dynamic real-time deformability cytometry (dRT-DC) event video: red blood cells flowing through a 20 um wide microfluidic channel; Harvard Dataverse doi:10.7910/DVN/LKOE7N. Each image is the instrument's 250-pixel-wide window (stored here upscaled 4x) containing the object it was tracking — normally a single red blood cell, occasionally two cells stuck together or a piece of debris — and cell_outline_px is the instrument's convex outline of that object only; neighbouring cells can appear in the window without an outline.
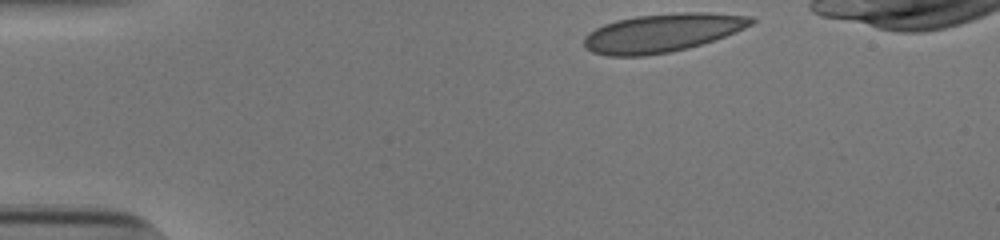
{"species": "human", "species_latin": "Homo sapiens", "temperature_condition": "cold", "stored_images_in_passage": 35, "camera_frame_rate_fps": 3000, "um_per_image_px": 0.085, "donor": {"sex": "male"}, "frame": {"image": 1, "passage_image": 1, "time_ms": 0.0, "image_size_px": [1000, 240], "cell_outline_px": [[756, 20], [752, 24], [736, 32], [688, 48], [668, 52], [644, 56], [608, 56], [592, 52], [584, 48], [584, 36], [588, 32], [604, 24], [616, 20], [636, 16], [680, 12], [708, 12], [752, 16]], "centroid_in_image_um": [56.27, 2.79], "position_along_channel_um": 28.7, "area_um2": 37.45}}
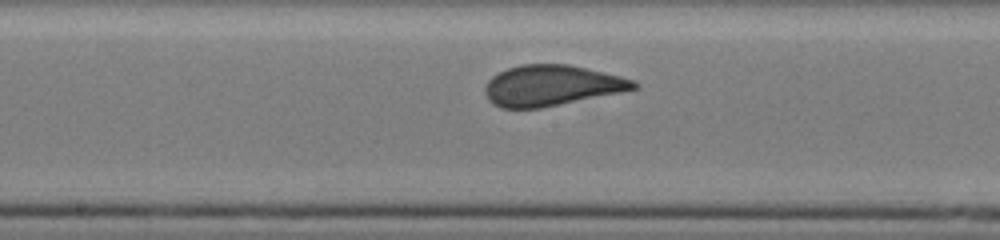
{"frame": {"image": 2, "passage_image": 20, "time_ms": 6.333, "image_size_px": [1000, 240], "cell_outline_px": [[640, 88], [540, 108], [500, 108], [492, 104], [488, 100], [484, 92], [484, 88], [488, 80], [492, 76], [508, 68], [520, 64], [568, 64], [620, 76], [636, 80], [640, 84]], "centroid_in_image_um": [46.87, 7.27], "position_along_channel_um": 201.3, "area_um2": 35.26}}
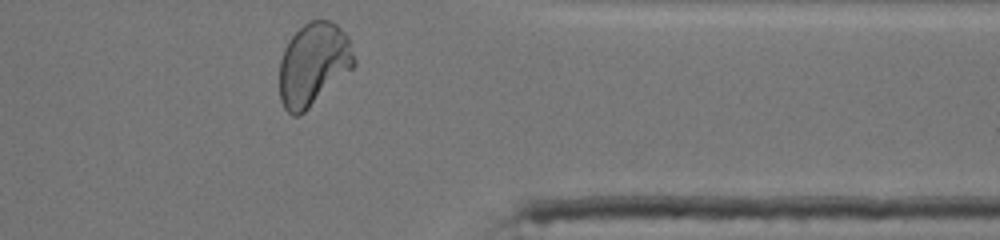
{"frame": {"image": 3, "passage_image": 35, "time_ms": 11.333, "image_size_px": [1000, 240], "cell_outline_px": [[356, 64], [352, 68], [300, 116], [292, 116], [284, 108], [280, 100], [280, 60], [284, 48], [292, 36], [308, 20], [328, 20], [336, 24], [348, 36], [356, 60]], "centroid_in_image_um": [26.63, 5.46], "position_along_channel_um": 384.8, "area_um2": 35.89}, "authors_computed_cell_mechanics": {"area_um2": 35.7782, "velocity_mm_per_s": 3.857, "shape_relaxation_time_tau1_ms": 8.4011, "shape_relaxation_time_tau2_ms": null, "deformation_change_tau1": 0.2077, "deformation_change_tau2": null}}